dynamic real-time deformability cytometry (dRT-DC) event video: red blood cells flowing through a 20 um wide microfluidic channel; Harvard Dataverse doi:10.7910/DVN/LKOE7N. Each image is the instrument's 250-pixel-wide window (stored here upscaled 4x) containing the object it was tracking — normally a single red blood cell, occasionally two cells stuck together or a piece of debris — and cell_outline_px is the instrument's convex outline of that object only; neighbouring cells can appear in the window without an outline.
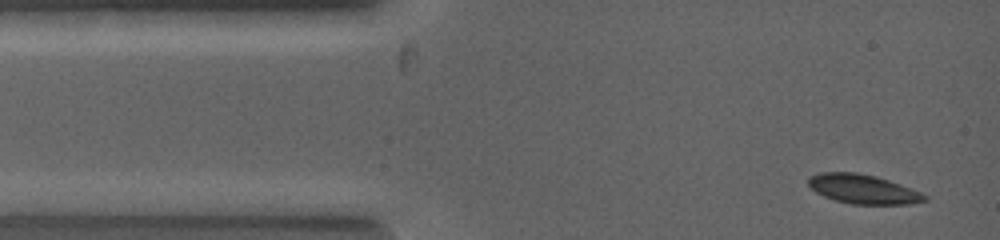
{"species": "common noctule bat (a hibernating species)", "species_latin": "Nyctalus noctula", "temperature_condition": "warm", "stored_images_in_passage": 15, "camera_frame_rate_fps": 5000, "um_per_image_px": 0.085, "animal": {"sex": "female", "body_mass_g": 19.0, "forearm_length_mm": 53.3}, "frame": {"image": 1, "passage_image": 1, "time_ms": 0.0, "image_size_px": [1000, 240], "cell_outline_px": [[928, 200], [912, 204], [852, 204], [836, 200], [824, 196], [816, 192], [808, 184], [808, 176], [820, 172], [856, 172], [876, 176], [912, 188], [928, 196]], "centroid_in_image_um": [73.37, 16.07], "position_along_channel_um": 11.6, "area_um2": 19.88}}
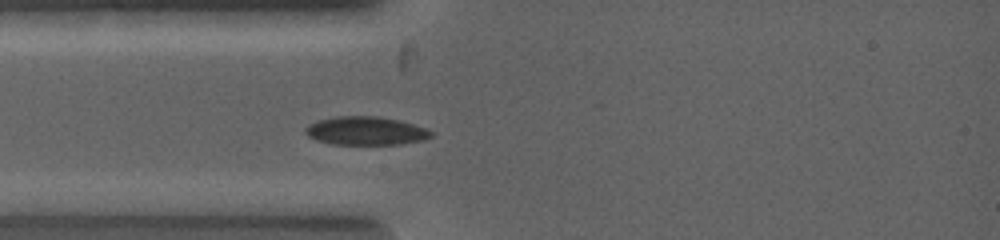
{"frame": {"image": 2, "passage_image": 7, "time_ms": 1.6, "image_size_px": [1000, 240], "cell_outline_px": [[432, 136], [424, 140], [400, 144], [332, 144], [316, 140], [308, 136], [304, 132], [304, 128], [308, 124], [316, 120], [336, 116], [376, 116], [396, 120], [412, 124], [424, 128], [432, 132]], "centroid_in_image_um": [31.02, 11.12], "position_along_channel_um": 54.0, "area_um2": 20.75}}
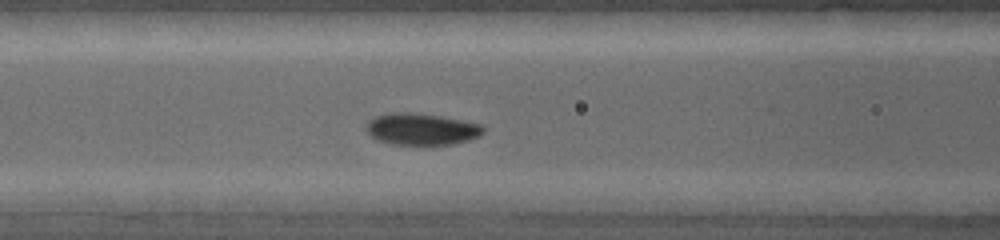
{"frame": {"image": 3, "passage_image": 12, "time_ms": 2.8, "image_size_px": [1000, 240], "cell_outline_px": [[484, 132], [480, 136], [468, 140], [452, 144], [392, 144], [376, 140], [368, 132], [368, 120], [376, 116], [440, 116], [484, 124]], "centroid_in_image_um": [35.95, 11.04], "position_along_channel_um": 130.7, "area_um2": 20.35}}